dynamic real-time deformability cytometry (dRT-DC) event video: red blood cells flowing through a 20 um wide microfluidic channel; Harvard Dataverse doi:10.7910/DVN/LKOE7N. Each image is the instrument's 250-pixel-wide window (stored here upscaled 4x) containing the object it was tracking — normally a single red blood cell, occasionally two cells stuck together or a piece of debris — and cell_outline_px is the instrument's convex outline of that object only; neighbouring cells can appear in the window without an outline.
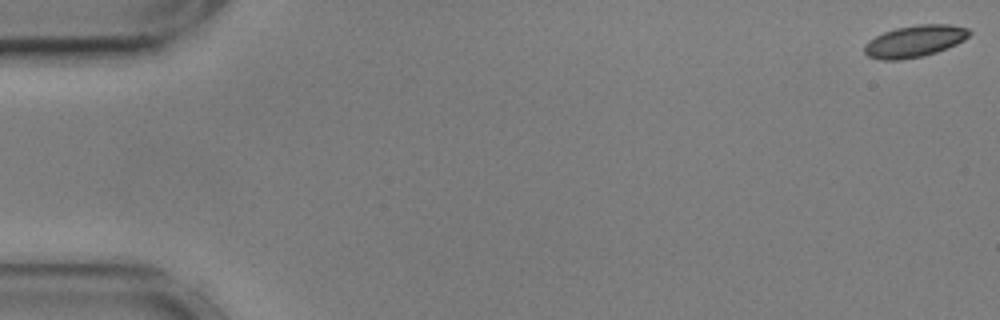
{"species": "common noctule bat (a hibernating species)", "species_latin": "Nyctalus noctula", "temperature_condition": "cold", "stored_images_in_passage": 56, "camera_frame_rate_fps": 3000, "um_per_image_px": 0.085, "animal": {"sex": "male", "body_mass_g": 17.9, "forearm_length_mm": 54.2}, "frame": {"image": 1, "passage_image": 1, "time_ms": 0.0, "image_size_px": [1000, 320], "cell_outline_px": [[972, 32], [964, 40], [956, 44], [936, 52], [920, 56], [900, 60], [880, 60], [868, 56], [864, 52], [864, 44], [868, 40], [884, 32], [896, 28], [920, 24], [948, 24], [968, 28]], "centroid_in_image_um": [77.73, 3.5], "position_along_channel_um": 7.3, "area_um2": 19.36}}
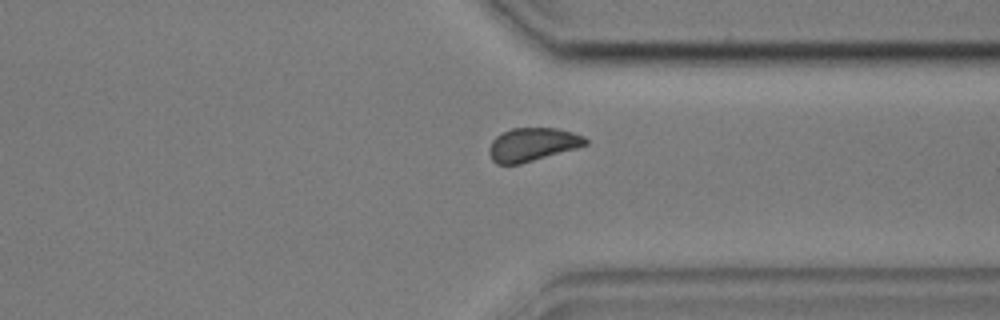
{"frame": {"image": 2, "passage_image": 43, "time_ms": 14.0, "image_size_px": [1000, 320], "cell_outline_px": [[588, 144], [576, 148], [520, 164], [496, 164], [492, 160], [488, 152], [488, 148], [492, 140], [496, 136], [512, 128], [556, 128], [572, 132], [584, 136], [588, 140]], "centroid_in_image_um": [45.24, 12.28], "position_along_channel_um": 366.2, "area_um2": 18.67}}
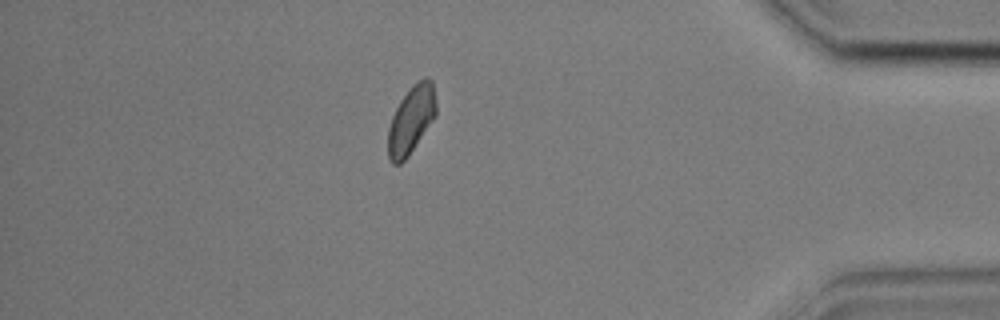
{"frame": {"image": 3, "passage_image": 49, "time_ms": 16.0, "image_size_px": [1000, 320], "cell_outline_px": [[436, 116], [408, 156], [400, 164], [392, 164], [388, 160], [388, 128], [392, 116], [400, 100], [424, 76], [428, 76], [432, 80], [436, 104]], "centroid_in_image_um": [34.95, 10.22], "position_along_channel_um": 400.3, "area_um2": 18.79}, "authors_computed_cell_mechanics": {"area_um2": 19.4208, "velocity_mm_per_s": 3.5686, "shape_relaxation_time_tau1_ms": null, "shape_relaxation_time_tau2_ms": 5.8437, "deformation_change_tau1": null, "deformation_change_tau2": 0.0838}}